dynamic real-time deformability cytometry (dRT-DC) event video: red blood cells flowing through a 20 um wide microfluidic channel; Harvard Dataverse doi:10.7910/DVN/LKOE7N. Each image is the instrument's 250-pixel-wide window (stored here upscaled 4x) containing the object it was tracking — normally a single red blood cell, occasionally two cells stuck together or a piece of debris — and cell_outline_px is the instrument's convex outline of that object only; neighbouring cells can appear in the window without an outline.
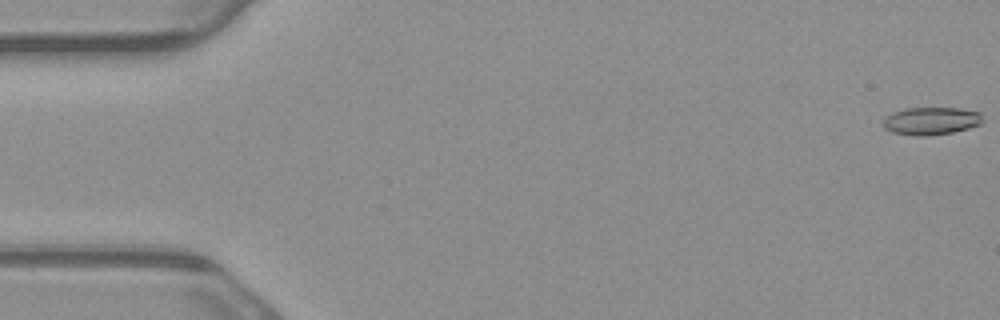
{"species": "common noctule bat (a hibernating species)", "species_latin": "Nyctalus noctula", "temperature_condition": "warm", "stored_images_in_passage": 8, "camera_frame_rate_fps": 3000, "um_per_image_px": 0.085, "animal": {"sex": "male", "body_mass_g": 23.1, "forearm_length_mm": 52.7}, "frame": {"image": 1, "passage_image": 1, "time_ms": 0.0, "image_size_px": [1000, 320], "cell_outline_px": [[984, 120], [980, 124], [968, 128], [952, 132], [924, 136], [916, 136], [892, 132], [884, 128], [884, 116], [892, 112], [904, 108], [960, 108], [980, 112]], "centroid_in_image_um": [79.13, 10.27], "position_along_channel_um": 5.9, "area_um2": 16.13}}
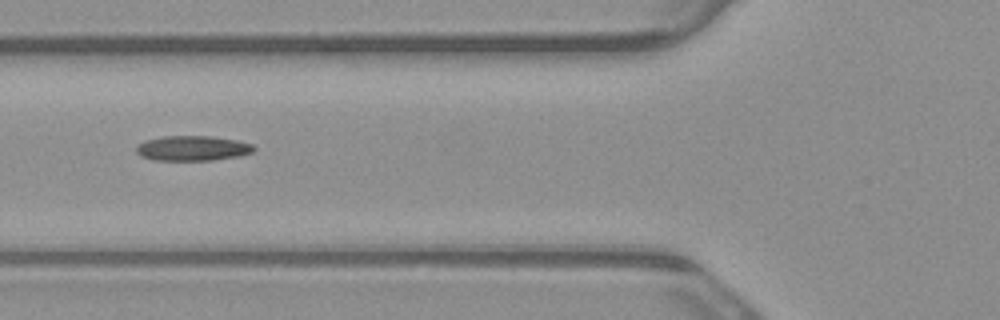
{"frame": {"image": 2, "passage_image": 6, "time_ms": 1.667, "image_size_px": [1000, 320], "cell_outline_px": [[256, 148], [252, 152], [240, 156], [212, 160], [156, 160], [140, 156], [136, 152], [136, 144], [144, 140], [164, 136], [212, 136], [236, 140], [252, 144]], "centroid_in_image_um": [16.34, 12.6], "position_along_channel_um": 109.5, "area_um2": 17.22}}
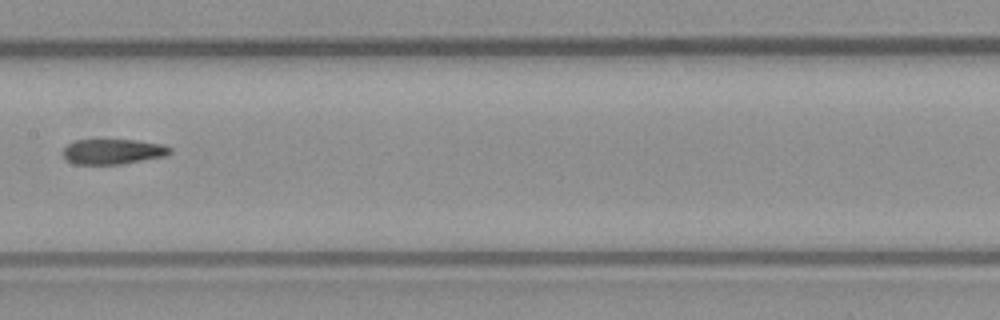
{"frame": {"image": 3, "passage_image": 8, "time_ms": 2.333, "image_size_px": [1000, 320], "cell_outline_px": [[172, 152], [164, 156], [120, 164], [76, 164], [64, 160], [60, 152], [72, 140], [136, 140], [164, 144], [172, 148]], "centroid_in_image_um": [9.55, 12.88], "position_along_channel_um": 197.9, "area_um2": 15.9}}